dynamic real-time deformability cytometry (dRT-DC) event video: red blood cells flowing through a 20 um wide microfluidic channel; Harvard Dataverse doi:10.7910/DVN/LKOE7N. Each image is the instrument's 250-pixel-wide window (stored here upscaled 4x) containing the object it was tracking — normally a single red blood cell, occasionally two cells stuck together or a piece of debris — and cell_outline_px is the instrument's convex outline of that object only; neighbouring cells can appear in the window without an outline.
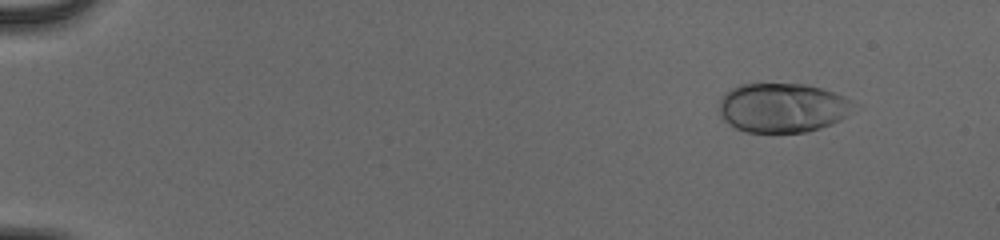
{"species": "human", "species_latin": "Homo sapiens", "temperature_condition": "cold", "stored_images_in_passage": 49, "camera_frame_rate_fps": 3000, "um_per_image_px": 0.085, "donor": {"sex": "male"}, "frame": {"image": 1, "passage_image": 1, "time_ms": 0.0, "image_size_px": [1000, 240], "cell_outline_px": [[852, 104], [844, 116], [840, 120], [832, 124], [808, 132], [748, 132], [736, 128], [728, 124], [720, 116], [720, 100], [724, 92], [740, 84], [808, 84], [836, 92], [852, 100]], "centroid_in_image_um": [66.47, 9.15], "position_along_channel_um": 18.5, "area_um2": 38.61}}
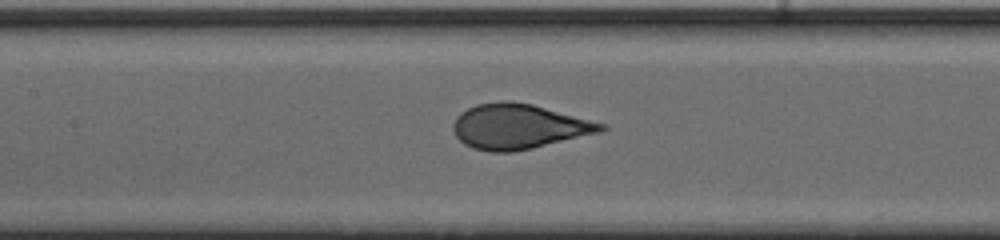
{"frame": {"image": 2, "passage_image": 23, "time_ms": 7.333, "image_size_px": [1000, 240], "cell_outline_px": [[608, 128], [600, 132], [532, 148], [512, 152], [488, 152], [472, 148], [464, 144], [456, 136], [452, 128], [452, 124], [456, 116], [460, 112], [476, 104], [500, 100], [512, 100], [532, 104], [608, 124]], "centroid_in_image_um": [44.07, 10.74], "position_along_channel_um": 163.3, "area_um2": 39.07}}
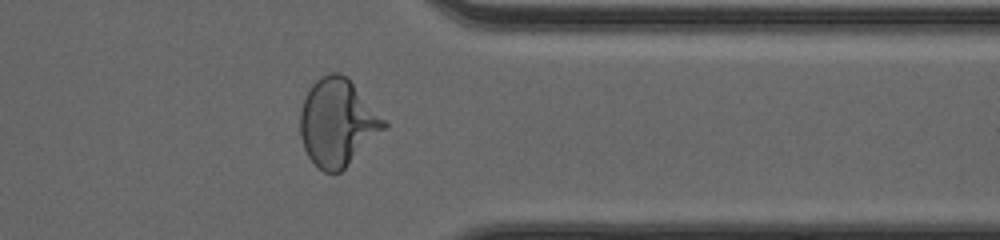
{"frame": {"image": 3, "passage_image": 40, "time_ms": 13.0, "image_size_px": [1000, 240], "cell_outline_px": [[388, 124], [340, 172], [324, 172], [308, 156], [304, 148], [300, 136], [300, 112], [304, 96], [308, 88], [320, 76], [328, 72], [340, 72], [348, 76], [388, 120]], "centroid_in_image_um": [28.69, 10.33], "position_along_channel_um": 382.7, "area_um2": 42.77}, "authors_computed_cell_mechanics": {"area_um2": 38.7838, "velocity_mm_per_s": 3.9411, "shape_relaxation_time_tau1_ms": 3.9546, "shape_relaxation_time_tau2_ms": null, "deformation_change_tau1": 0.2034, "deformation_change_tau2": null}}